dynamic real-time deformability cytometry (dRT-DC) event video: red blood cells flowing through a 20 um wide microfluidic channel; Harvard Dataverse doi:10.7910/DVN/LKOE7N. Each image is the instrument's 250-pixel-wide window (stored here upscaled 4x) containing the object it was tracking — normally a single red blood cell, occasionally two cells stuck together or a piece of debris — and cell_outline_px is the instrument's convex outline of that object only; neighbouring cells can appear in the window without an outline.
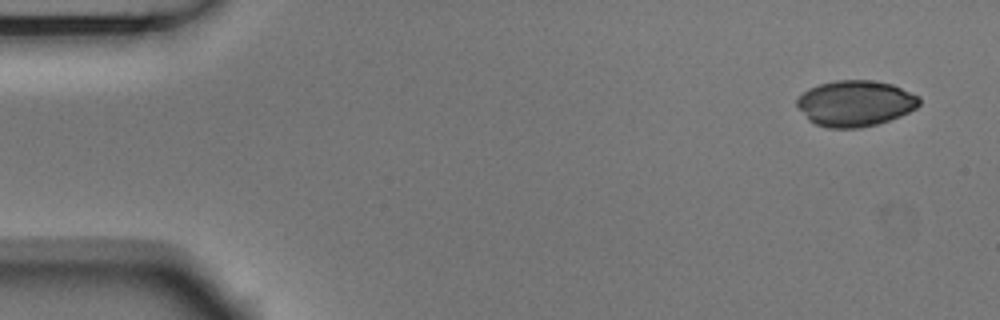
{"species": "Egyptian fruit bat (a non-hibernating species)", "species_latin": "Rousettus aegyptiacus", "temperature_condition": "room temperature", "stored_images_in_passage": 4, "camera_frame_rate_fps": 3000, "um_per_image_px": 0.085, "animal": {"sex": "male"}, "frame": {"image": 1, "passage_image": 1, "time_ms": 0.0, "image_size_px": [1000, 320], "cell_outline_px": [[920, 104], [916, 108], [900, 116], [876, 124], [860, 128], [828, 128], [816, 124], [808, 120], [796, 104], [796, 100], [808, 88], [820, 84], [836, 80], [872, 80], [892, 84], [920, 96]], "centroid_in_image_um": [72.7, 8.78], "position_along_channel_um": 12.3, "area_um2": 32.71}}
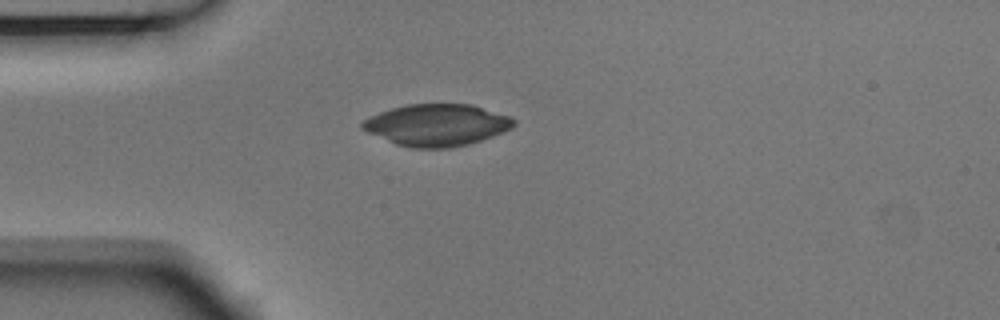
{"frame": {"image": 2, "passage_image": 4, "time_ms": 1.0, "image_size_px": [1000, 320], "cell_outline_px": [[516, 124], [512, 128], [492, 136], [468, 144], [452, 148], [412, 148], [396, 144], [368, 132], [360, 128], [360, 124], [364, 120], [380, 112], [392, 108], [408, 104], [472, 104], [512, 116], [516, 120]], "centroid_in_image_um": [37.17, 10.62], "position_along_channel_um": 47.8, "area_um2": 36.93}}